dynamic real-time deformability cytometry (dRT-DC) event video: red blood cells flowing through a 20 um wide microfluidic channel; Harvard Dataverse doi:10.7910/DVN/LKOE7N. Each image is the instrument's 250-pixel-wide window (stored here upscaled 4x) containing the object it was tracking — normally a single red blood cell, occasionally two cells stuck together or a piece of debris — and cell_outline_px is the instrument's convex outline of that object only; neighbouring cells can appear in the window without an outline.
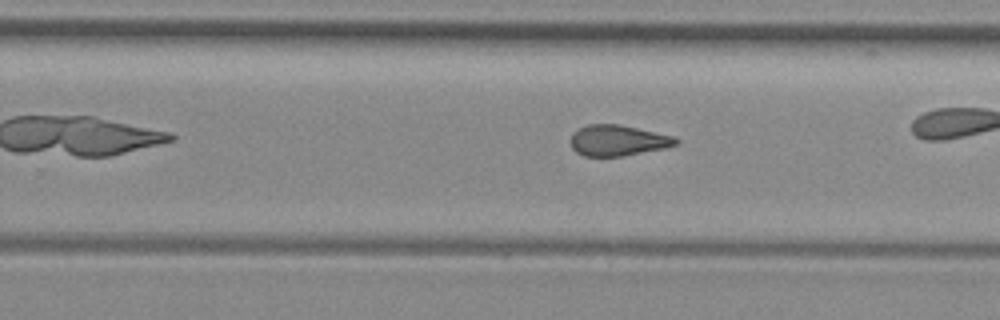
{"species": "common noctule bat (a hibernating species)", "species_latin": "Nyctalus noctula", "temperature_condition": "room temperature", "stored_images_in_passage": 29, "camera_frame_rate_fps": 3000, "um_per_image_px": 0.085, "animal": {"sex": "female", "body_mass_g": 29.2, "forearm_length_mm": 56.3}, "frame": {"image": 1, "passage_image": 21, "time_ms": 6.667, "image_size_px": [1000, 320], "cell_outline_px": [[680, 144], [664, 148], [624, 156], [584, 156], [576, 152], [572, 148], [572, 132], [588, 124], [616, 124], [636, 128], [672, 136], [680, 140]], "centroid_in_image_um": [52.52, 11.95], "position_along_channel_um": 277.3, "area_um2": 18.73}}